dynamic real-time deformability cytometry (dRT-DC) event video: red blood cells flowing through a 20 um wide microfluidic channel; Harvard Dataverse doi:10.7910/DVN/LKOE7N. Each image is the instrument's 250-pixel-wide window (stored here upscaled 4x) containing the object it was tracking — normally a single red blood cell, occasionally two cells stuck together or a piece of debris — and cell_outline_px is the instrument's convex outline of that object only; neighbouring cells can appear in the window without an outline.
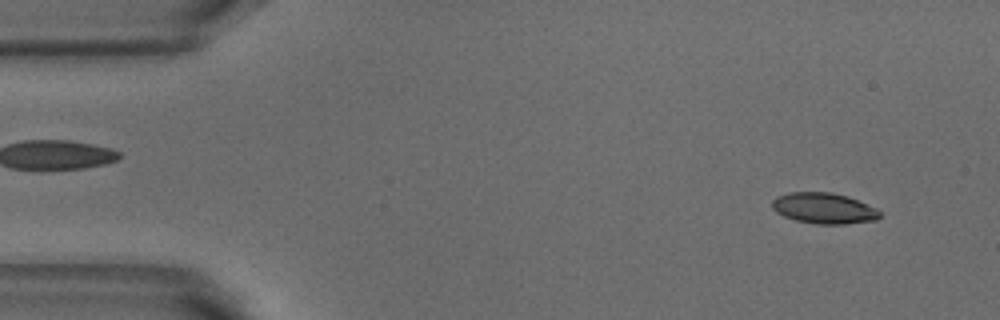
{"species": "common noctule bat (a hibernating species)", "species_latin": "Nyctalus noctula", "temperature_condition": "warm", "stored_images_in_passage": 51, "camera_frame_rate_fps": 3000, "um_per_image_px": 0.085, "animal": {"sex": "male", "body_mass_g": 18.8}, "frame": {"image": 1, "passage_image": 3, "time_ms": 0.667, "image_size_px": [1000, 320], "cell_outline_px": [[880, 216], [876, 220], [844, 224], [816, 224], [796, 220], [784, 216], [776, 212], [772, 208], [772, 200], [776, 196], [788, 192], [832, 192], [848, 196], [876, 208], [880, 212]], "centroid_in_image_um": [70.01, 17.69], "position_along_channel_um": 15.0, "area_um2": 19.42}}
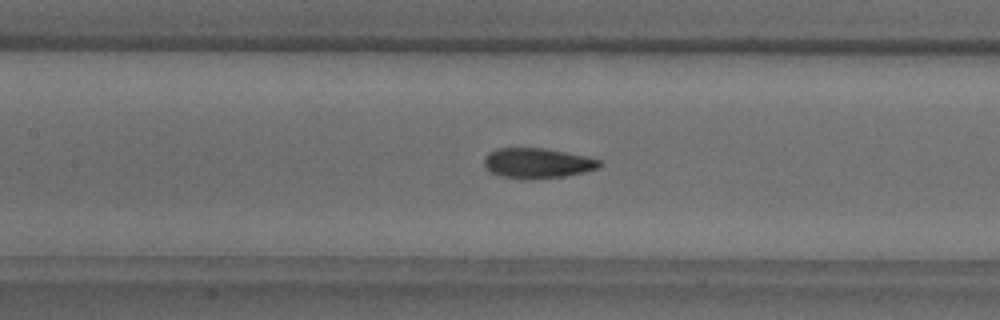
{"frame": {"image": 2, "passage_image": 22, "time_ms": 7.0, "image_size_px": [1000, 320], "cell_outline_px": [[600, 164], [596, 168], [584, 172], [564, 176], [528, 180], [500, 176], [488, 172], [484, 168], [484, 160], [496, 148], [544, 148], [588, 156], [600, 160]], "centroid_in_image_um": [45.65, 13.88], "position_along_channel_um": 161.8, "area_um2": 20.29}}
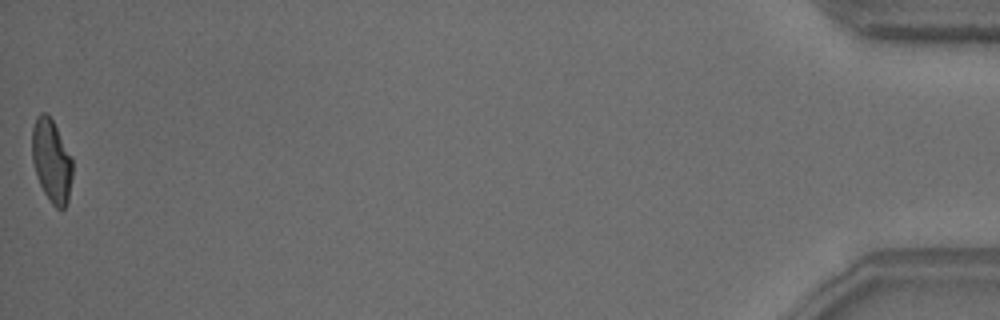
{"frame": {"image": 3, "passage_image": 51, "time_ms": 16.667, "image_size_px": [1000, 320], "cell_outline_px": [[72, 176], [68, 200], [64, 208], [56, 208], [52, 204], [44, 192], [40, 184], [32, 160], [32, 128], [36, 116], [40, 112], [44, 112], [52, 120], [72, 160]], "centroid_in_image_um": [4.36, 13.67], "position_along_channel_um": 430.8, "area_um2": 19.13}, "authors_computed_cell_mechanics": {"area_um2": 20.1722, "velocity_mm_per_s": 3.8266, "shape_relaxation_time_tau1_ms": 4.4421, "shape_relaxation_time_tau2_ms": 1.5195, "deformation_change_tau1": 0.1678, "deformation_change_tau2": 0.0752}}